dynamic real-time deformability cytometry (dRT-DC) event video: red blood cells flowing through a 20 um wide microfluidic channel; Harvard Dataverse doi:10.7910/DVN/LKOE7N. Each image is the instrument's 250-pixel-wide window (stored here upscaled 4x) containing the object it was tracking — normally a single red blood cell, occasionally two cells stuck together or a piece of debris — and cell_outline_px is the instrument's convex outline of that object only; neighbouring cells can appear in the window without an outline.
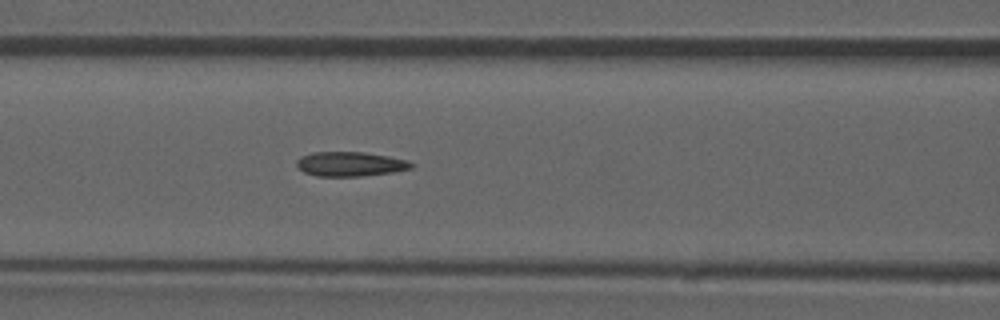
{"species": "common noctule bat (a hibernating species)", "species_latin": "Nyctalus noctula", "temperature_condition": "room temperature", "stored_images_in_passage": 51, "camera_frame_rate_fps": 3000, "um_per_image_px": 0.085, "animal": {"sex": "male", "forearm_length_mm": 52.5}, "frame": {"image": 1, "passage_image": 22, "time_ms": 7.0, "image_size_px": [1000, 320], "cell_outline_px": [[416, 164], [412, 168], [392, 172], [360, 176], [316, 176], [304, 172], [296, 164], [296, 160], [300, 156], [312, 152], [364, 152], [388, 156], [408, 160]], "centroid_in_image_um": [29.77, 13.93], "position_along_channel_um": 136.8, "area_um2": 16.42}, "authors_computed_cell_mechanics": {"area_um2": 16.3574, "velocity_mm_per_s": 3.8698, "shape_relaxation_time_tau1_ms": 8.1714, "shape_relaxation_time_tau2_ms": 3.0738, "deformation_change_tau1": 0.218, "deformation_change_tau2": 0.0986}}